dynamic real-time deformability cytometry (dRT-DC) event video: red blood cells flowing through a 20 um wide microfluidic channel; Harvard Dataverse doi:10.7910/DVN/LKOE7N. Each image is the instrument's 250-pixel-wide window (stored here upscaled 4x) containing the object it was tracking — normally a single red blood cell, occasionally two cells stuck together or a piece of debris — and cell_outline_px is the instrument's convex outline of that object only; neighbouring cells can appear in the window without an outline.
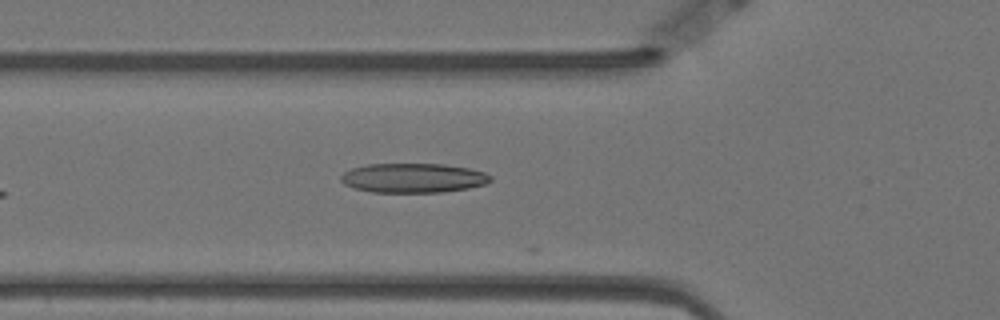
{"species": "Egyptian fruit bat (a non-hibernating species)", "species_latin": "Rousettus aegyptiacus", "temperature_condition": "warm", "stored_images_in_passage": 5, "camera_frame_rate_fps": 3000, "um_per_image_px": 0.085, "animal": {"sex": "female"}, "frame": {"image": 1, "passage_image": 3, "time_ms": 0.667, "image_size_px": [1000, 320], "cell_outline_px": [[492, 180], [484, 184], [468, 188], [444, 192], [372, 192], [352, 188], [344, 184], [340, 180], [340, 176], [344, 172], [352, 168], [368, 164], [444, 164], [468, 168], [484, 172], [492, 176]], "centroid_in_image_um": [35.1, 15.13], "position_along_channel_um": 90.7, "area_um2": 25.72}}